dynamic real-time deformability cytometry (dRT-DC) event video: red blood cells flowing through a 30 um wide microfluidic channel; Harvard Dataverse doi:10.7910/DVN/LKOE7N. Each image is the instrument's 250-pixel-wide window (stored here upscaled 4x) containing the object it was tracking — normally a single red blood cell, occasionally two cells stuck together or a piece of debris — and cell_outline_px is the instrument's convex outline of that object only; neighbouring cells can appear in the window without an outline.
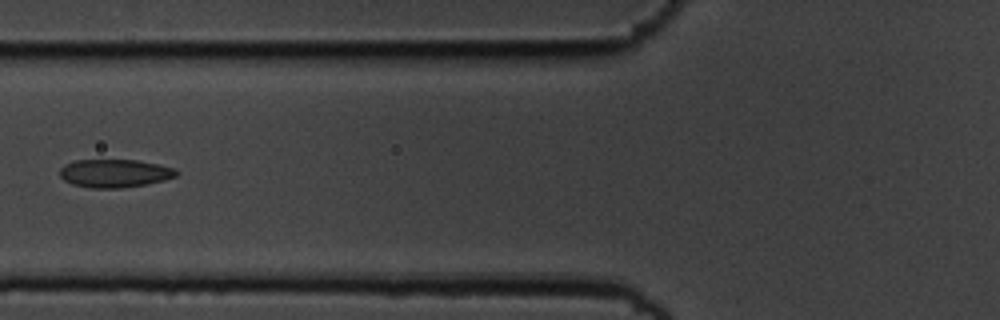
{"species": "common noctule bat (a hibernating species)", "species_latin": "Nyctalus noctula", "temperature_condition": "cold", "stored_images_in_passage": 4, "camera_frame_rate_fps": 3000, "um_per_image_px": 0.085, "animal": {"sex": "male", "body_mass_g": 19.5, "forearm_length_mm": 54.6}, "frame": {"image": 1, "passage_image": 2, "time_ms": 0.333, "image_size_px": [1000, 320], "cell_outline_px": [[180, 172], [176, 176], [164, 180], [148, 184], [120, 188], [92, 188], [72, 184], [64, 180], [60, 176], [60, 168], [64, 164], [76, 160], [136, 160], [160, 164], [176, 168]], "centroid_in_image_um": [9.78, 14.73], "position_along_channel_um": 116.0, "area_um2": 19.31}}
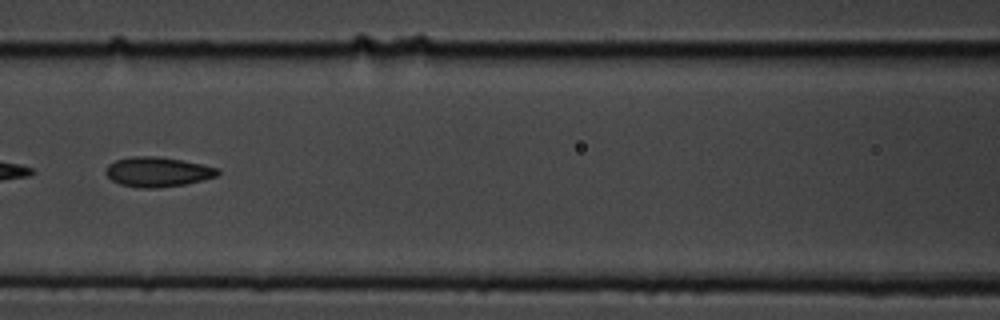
{"frame": {"image": 2, "passage_image": 3, "time_ms": 0.667, "image_size_px": [1000, 320], "cell_outline_px": [[220, 172], [216, 176], [184, 184], [160, 188], [140, 188], [120, 184], [112, 180], [104, 172], [108, 164], [116, 160], [132, 156], [156, 156], [180, 160], [200, 164], [216, 168]], "centroid_in_image_um": [13.34, 14.61], "position_along_channel_um": 153.3, "area_um2": 19.19}}
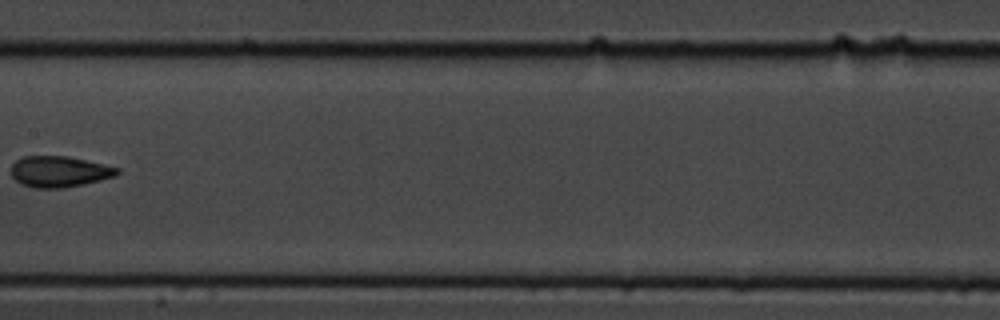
{"frame": {"image": 3, "passage_image": 4, "time_ms": 1.0, "image_size_px": [1000, 320], "cell_outline_px": [[120, 172], [116, 176], [84, 184], [60, 188], [36, 188], [20, 184], [12, 176], [12, 164], [16, 160], [24, 156], [68, 156], [104, 164], [120, 168]], "centroid_in_image_um": [5.05, 14.58], "position_along_channel_um": 202.3, "area_um2": 19.19}}